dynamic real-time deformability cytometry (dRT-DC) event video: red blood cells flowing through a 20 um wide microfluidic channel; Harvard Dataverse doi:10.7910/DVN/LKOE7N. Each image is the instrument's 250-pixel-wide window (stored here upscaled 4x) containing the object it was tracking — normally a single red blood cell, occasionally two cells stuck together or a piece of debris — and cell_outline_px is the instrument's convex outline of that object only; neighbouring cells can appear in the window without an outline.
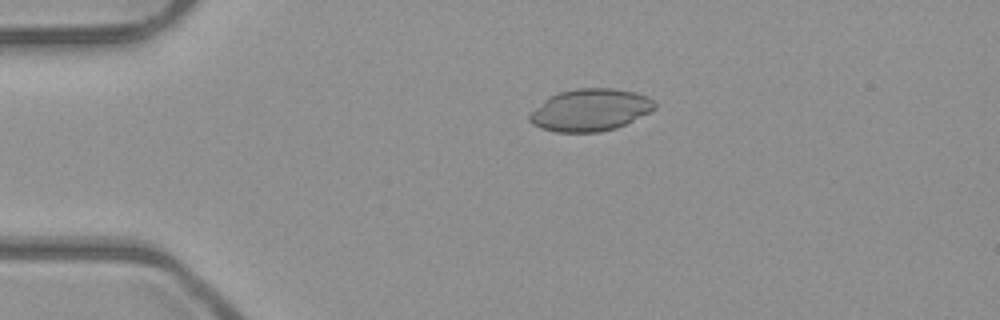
{"species": "common noctule bat (a hibernating species)", "species_latin": "Nyctalus noctula", "temperature_condition": "room temperature", "stored_images_in_passage": 3, "camera_frame_rate_fps": 3000, "um_per_image_px": 0.085, "animal": {"sex": "male", "body_mass_g": 23.1, "forearm_length_mm": 52.7}, "frame": {"image": 1, "passage_image": 2, "time_ms": 0.333, "image_size_px": [1000, 320], "cell_outline_px": [[656, 108], [616, 128], [600, 132], [556, 132], [540, 128], [532, 124], [528, 120], [528, 116], [544, 100], [560, 92], [580, 88], [612, 88], [636, 92], [648, 96], [656, 104]], "centroid_in_image_um": [50.16, 9.35], "position_along_channel_um": 34.8, "area_um2": 30.46}}